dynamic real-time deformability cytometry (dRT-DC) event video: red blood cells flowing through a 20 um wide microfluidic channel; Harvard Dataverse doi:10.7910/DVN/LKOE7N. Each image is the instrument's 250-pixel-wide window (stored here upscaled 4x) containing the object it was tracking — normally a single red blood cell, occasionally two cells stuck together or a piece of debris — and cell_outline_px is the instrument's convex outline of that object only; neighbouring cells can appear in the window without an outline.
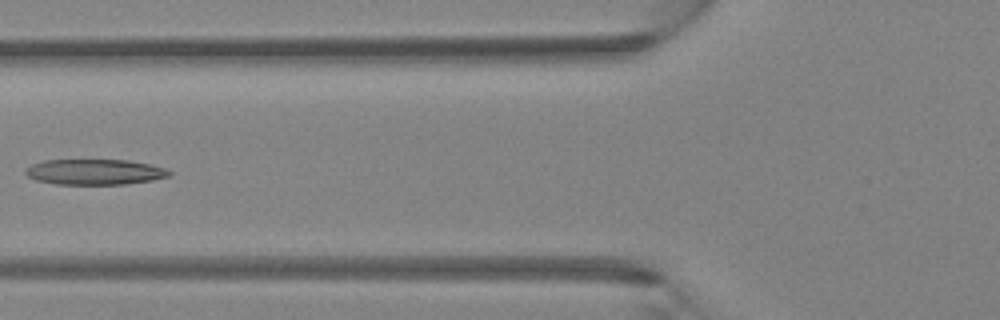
{"species": "Egyptian fruit bat (a non-hibernating species)", "species_latin": "Rousettus aegyptiacus", "temperature_condition": "room temperature", "stored_images_in_passage": 4, "camera_frame_rate_fps": 3000, "um_per_image_px": 0.085, "animal": {"sex": "female"}, "frame": {"image": 1, "passage_image": 4, "time_ms": 1.0, "image_size_px": [1000, 320], "cell_outline_px": [[172, 172], [168, 176], [152, 180], [124, 184], [56, 184], [36, 180], [28, 176], [24, 172], [32, 164], [44, 160], [128, 160], [148, 164], [164, 168]], "centroid_in_image_um": [8.04, 14.61], "position_along_channel_um": 117.8, "area_um2": 21.15}}